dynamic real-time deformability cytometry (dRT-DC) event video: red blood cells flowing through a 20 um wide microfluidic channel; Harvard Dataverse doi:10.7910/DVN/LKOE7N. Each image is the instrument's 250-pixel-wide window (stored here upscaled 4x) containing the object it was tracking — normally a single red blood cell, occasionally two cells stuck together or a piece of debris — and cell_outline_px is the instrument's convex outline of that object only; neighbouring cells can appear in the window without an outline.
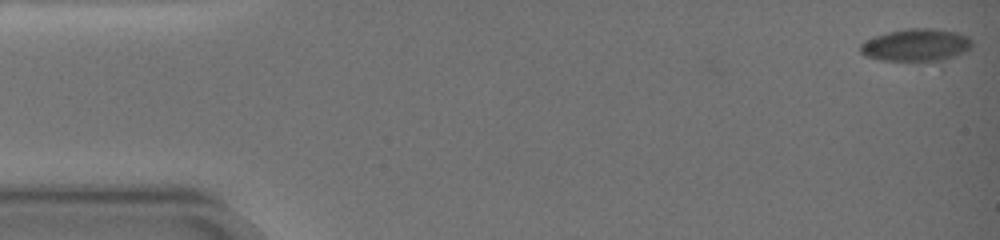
{"species": "common noctule bat (a hibernating species)", "species_latin": "Nyctalus noctula", "temperature_condition": "warm", "stored_images_in_passage": 25, "camera_frame_rate_fps": 3000, "um_per_image_px": 0.085, "animal": {"sex": "female", "body_mass_g": 19.0, "forearm_length_mm": 51.5}, "frame": {"image": 1, "passage_image": 1, "time_ms": 0.0, "image_size_px": [1000, 240], "cell_outline_px": [[972, 48], [968, 52], [944, 60], [880, 60], [864, 56], [860, 52], [860, 44], [876, 36], [888, 32], [908, 28], [932, 28], [956, 32], [968, 36], [972, 40]], "centroid_in_image_um": [77.92, 3.83], "position_along_channel_um": 7.1, "area_um2": 21.15}}
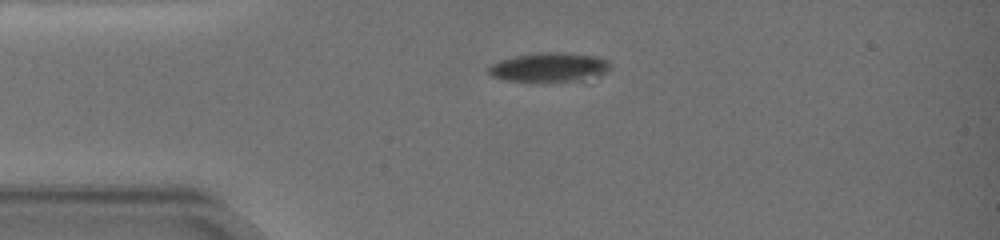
{"frame": {"image": 2, "passage_image": 6, "time_ms": 4.667, "image_size_px": [1000, 240], "cell_outline_px": [[608, 68], [600, 76], [584, 84], [504, 80], [492, 76], [488, 72], [488, 68], [492, 64], [500, 60], [516, 56], [536, 52], [560, 52], [596, 56], [608, 60]], "centroid_in_image_um": [46.76, 5.77], "position_along_channel_um": 38.2, "area_um2": 21.62}}